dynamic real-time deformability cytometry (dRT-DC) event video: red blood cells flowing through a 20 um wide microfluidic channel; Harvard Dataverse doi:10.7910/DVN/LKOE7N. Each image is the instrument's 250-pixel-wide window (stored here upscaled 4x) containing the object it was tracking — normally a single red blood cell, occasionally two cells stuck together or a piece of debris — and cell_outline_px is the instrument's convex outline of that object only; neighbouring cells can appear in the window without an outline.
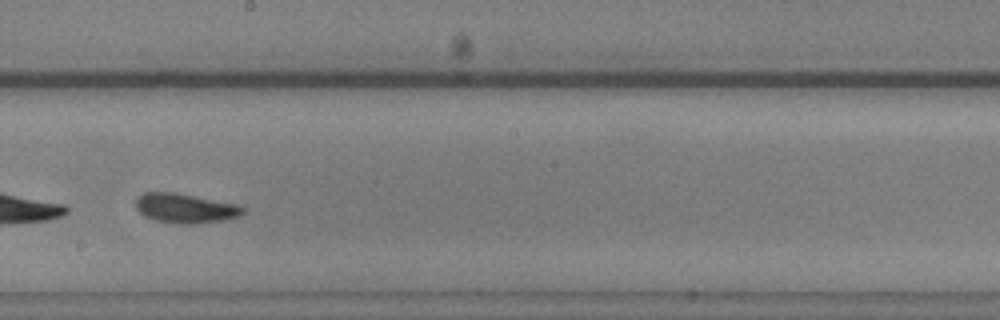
{"species": "common noctule bat (a hibernating species)", "species_latin": "Nyctalus noctula", "temperature_condition": "warm", "stored_images_in_passage": 38, "camera_frame_rate_fps": 3000, "um_per_image_px": 0.085, "animal": {"sex": "male", "body_mass_g": 20.5, "forearm_length_mm": 52.5}, "frame": {"image": 1, "passage_image": 24, "time_ms": 7.667, "image_size_px": [1000, 320], "cell_outline_px": [[244, 212], [240, 216], [224, 220], [196, 224], [180, 224], [156, 220], [144, 216], [136, 208], [136, 196], [144, 192], [176, 192], [240, 204], [244, 208]], "centroid_in_image_um": [15.77, 17.69], "position_along_channel_um": 232.4, "area_um2": 18.73}, "authors_computed_cell_mechanics": {"area_um2": 17.8602, "velocity_mm_per_s": 3.7104, "shape_relaxation_time_tau1_ms": 3.4429, "shape_relaxation_time_tau2_ms": 4.5322, "deformation_change_tau1": 0.1189, "deformation_change_tau2": 0.072}}